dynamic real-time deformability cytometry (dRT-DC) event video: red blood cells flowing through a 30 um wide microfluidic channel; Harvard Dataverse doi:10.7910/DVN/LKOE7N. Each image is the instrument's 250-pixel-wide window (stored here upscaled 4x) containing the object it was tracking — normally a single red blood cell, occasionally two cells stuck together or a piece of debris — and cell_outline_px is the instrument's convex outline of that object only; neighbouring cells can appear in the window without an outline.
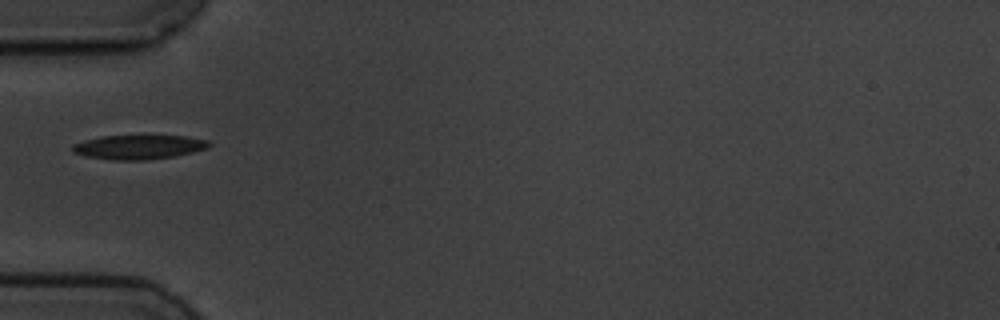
{"species": "common noctule bat (a hibernating species)", "species_latin": "Nyctalus noctula", "temperature_condition": "cold", "stored_images_in_passage": 1, "camera_frame_rate_fps": 3000, "um_per_image_px": 0.085, "animal": {"sex": "male", "body_mass_g": 19.5, "forearm_length_mm": 54.6}, "frame": {"image": 1, "passage_image": 1, "time_ms": 0.0, "image_size_px": [1000, 320], "cell_outline_px": [[212, 144], [208, 148], [192, 152], [172, 156], [144, 160], [112, 160], [88, 156], [72, 152], [72, 144], [84, 140], [100, 136], [188, 136], [208, 140]], "centroid_in_image_um": [11.79, 12.49], "position_along_channel_um": 73.2, "area_um2": 19.19}}